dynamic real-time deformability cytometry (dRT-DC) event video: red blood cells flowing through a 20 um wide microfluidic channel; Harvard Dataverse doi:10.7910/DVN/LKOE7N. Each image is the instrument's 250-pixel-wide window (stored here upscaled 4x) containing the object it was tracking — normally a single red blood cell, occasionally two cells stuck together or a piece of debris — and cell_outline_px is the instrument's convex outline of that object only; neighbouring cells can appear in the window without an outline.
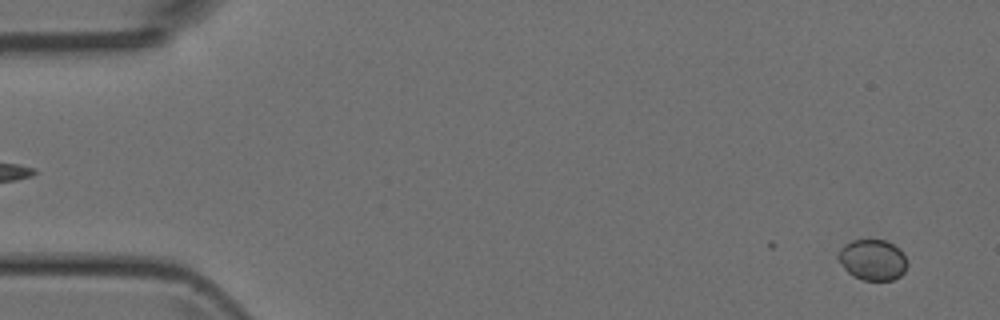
{"species": "Egyptian fruit bat (a non-hibernating species)", "species_latin": "Rousettus aegyptiacus", "temperature_condition": "room temperature", "stored_images_in_passage": 5, "camera_frame_rate_fps": 3000, "um_per_image_px": 0.085, "animal": {"sex": "female"}, "frame": {"image": 1, "passage_image": 3, "time_ms": 0.667, "image_size_px": [1000, 320], "cell_outline_px": [[908, 264], [904, 272], [900, 276], [892, 280], [864, 280], [852, 276], [844, 268], [836, 256], [840, 248], [844, 244], [852, 240], [884, 240], [900, 248]], "centroid_in_image_um": [74.16, 22.08], "position_along_channel_um": 10.8, "area_um2": 16.47}}